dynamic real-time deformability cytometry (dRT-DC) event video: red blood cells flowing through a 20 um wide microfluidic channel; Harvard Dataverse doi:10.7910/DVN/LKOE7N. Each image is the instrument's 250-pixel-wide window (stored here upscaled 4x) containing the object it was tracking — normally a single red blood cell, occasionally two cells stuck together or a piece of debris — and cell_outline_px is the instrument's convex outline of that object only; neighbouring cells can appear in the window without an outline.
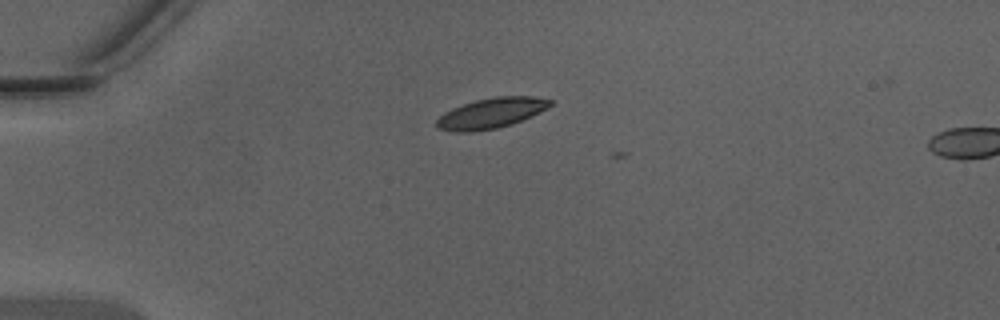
{"species": "Egyptian fruit bat (a non-hibernating species)", "species_latin": "Rousettus aegyptiacus", "temperature_condition": "warm", "stored_images_in_passage": 3, "camera_frame_rate_fps": 3000, "um_per_image_px": 0.085, "animal": {"sex": "male"}, "frame": {"image": 1, "passage_image": 1, "time_ms": 0.0, "image_size_px": [1000, 320], "cell_outline_px": [[552, 104], [512, 124], [496, 128], [472, 132], [452, 132], [436, 128], [436, 120], [444, 112], [452, 108], [476, 100], [496, 96], [532, 96], [552, 100]], "centroid_in_image_um": [41.66, 9.62], "position_along_channel_um": 43.3, "area_um2": 19.77}}